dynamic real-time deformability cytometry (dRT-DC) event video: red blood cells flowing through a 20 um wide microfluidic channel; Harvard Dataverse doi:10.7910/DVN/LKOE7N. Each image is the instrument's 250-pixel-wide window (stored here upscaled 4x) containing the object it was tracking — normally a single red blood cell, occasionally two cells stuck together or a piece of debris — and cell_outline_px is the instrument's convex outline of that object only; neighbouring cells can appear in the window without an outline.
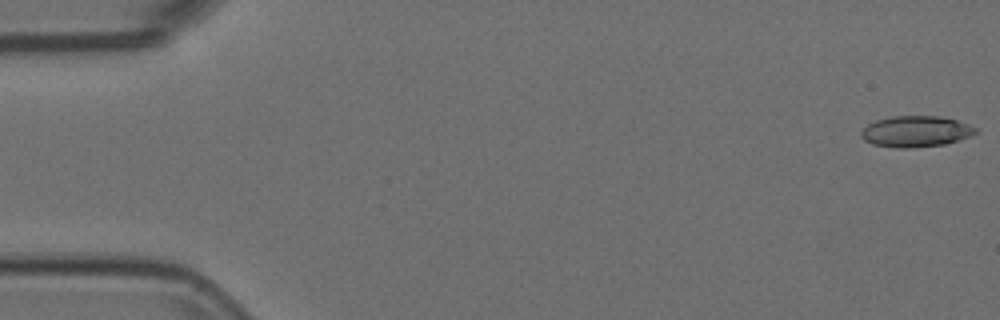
{"species": "Egyptian fruit bat (a non-hibernating species)", "species_latin": "Rousettus aegyptiacus", "temperature_condition": "room temperature", "stored_images_in_passage": 5, "camera_frame_rate_fps": 3000, "um_per_image_px": 0.085, "animal": {"sex": "female"}, "frame": {"image": 1, "passage_image": 1, "time_ms": 0.0, "image_size_px": [1000, 320], "cell_outline_px": [[980, 132], [972, 136], [944, 144], [908, 148], [900, 148], [872, 144], [864, 140], [860, 136], [860, 132], [868, 124], [876, 120], [892, 116], [940, 116], [956, 120], [980, 128]], "centroid_in_image_um": [77.88, 11.17], "position_along_channel_um": 7.1, "area_um2": 20.87}}
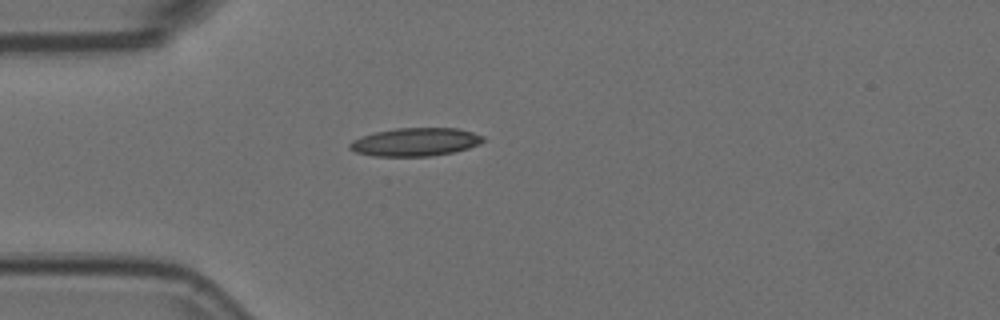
{"frame": {"image": 2, "passage_image": 5, "time_ms": 1.333, "image_size_px": [1000, 320], "cell_outline_px": [[484, 140], [480, 144], [468, 148], [452, 152], [432, 156], [372, 156], [356, 152], [348, 148], [348, 144], [352, 140], [360, 136], [376, 132], [396, 128], [456, 128], [472, 132], [484, 136]], "centroid_in_image_um": [35.28, 12.07], "position_along_channel_um": 49.7, "area_um2": 21.96}}